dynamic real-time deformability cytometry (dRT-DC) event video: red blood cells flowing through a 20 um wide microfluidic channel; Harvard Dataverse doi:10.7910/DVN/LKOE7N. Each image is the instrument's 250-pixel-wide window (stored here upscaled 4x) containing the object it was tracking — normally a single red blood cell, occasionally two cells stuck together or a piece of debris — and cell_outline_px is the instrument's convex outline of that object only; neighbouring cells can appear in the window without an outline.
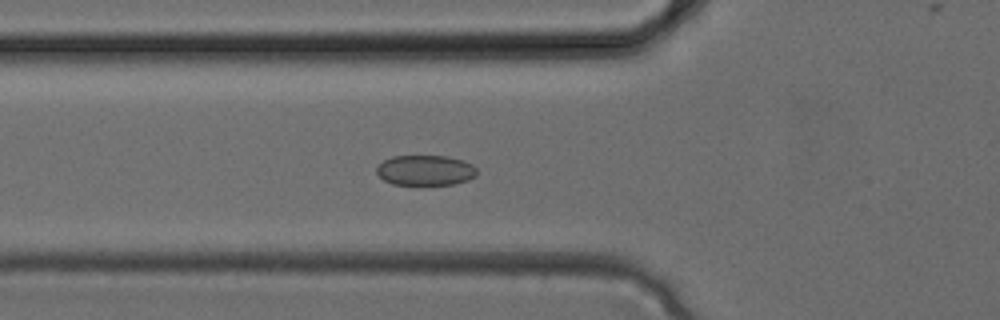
{"species": "common noctule bat (a hibernating species)", "species_latin": "Nyctalus noctula", "temperature_condition": "cold", "stored_images_in_passage": 31, "camera_frame_rate_fps": 3000, "um_per_image_px": 0.085, "animal": {"sex": "female", "body_mass_g": 24.6, "forearm_length_mm": 56.2}, "frame": {"image": 1, "passage_image": 8, "time_ms": 2.333, "image_size_px": [1000, 320], "cell_outline_px": [[476, 176], [468, 180], [452, 184], [392, 184], [384, 180], [376, 172], [376, 168], [384, 160], [392, 156], [448, 156], [464, 160], [472, 164], [476, 168]], "centroid_in_image_um": [36.17, 14.46], "position_along_channel_um": 89.6, "area_um2": 17.63}}
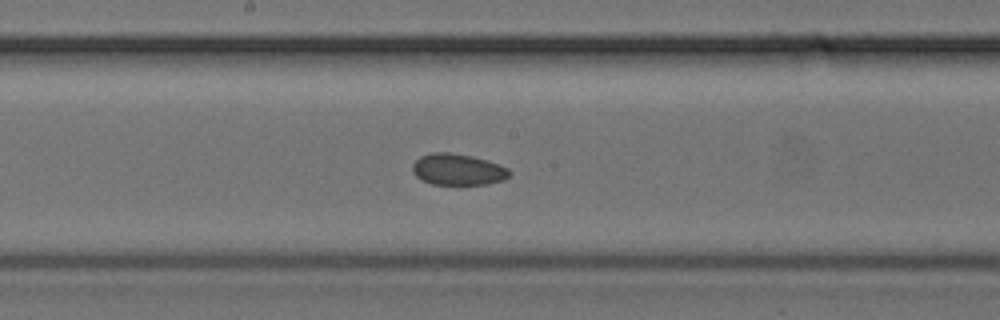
{"frame": {"image": 2, "passage_image": 14, "time_ms": 4.333, "image_size_px": [1000, 320], "cell_outline_px": [[512, 172], [504, 180], [488, 184], [432, 184], [420, 180], [412, 172], [412, 164], [420, 156], [432, 152], [448, 152], [472, 156], [508, 168]], "centroid_in_image_um": [38.88, 14.41], "position_along_channel_um": 209.3, "area_um2": 17.69}}
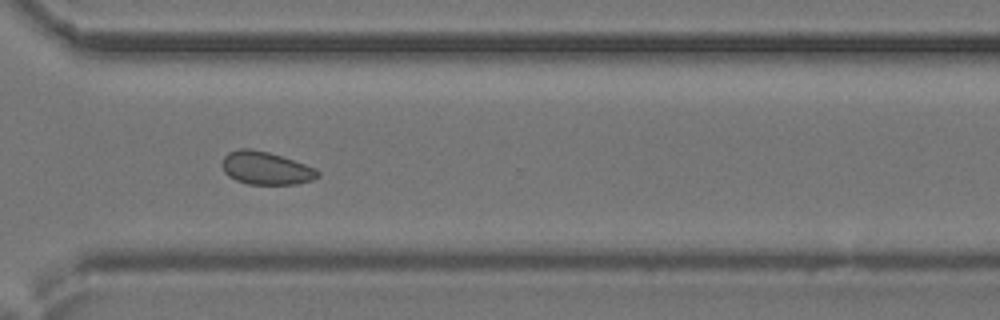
{"frame": {"image": 3, "passage_image": 21, "time_ms": 6.667, "image_size_px": [1000, 320], "cell_outline_px": [[320, 176], [312, 180], [296, 184], [248, 184], [236, 180], [228, 176], [224, 172], [220, 164], [224, 156], [228, 152], [240, 148], [252, 148], [268, 152], [316, 168], [320, 172]], "centroid_in_image_um": [22.57, 14.29], "position_along_channel_um": 348.0, "area_um2": 18.44}}